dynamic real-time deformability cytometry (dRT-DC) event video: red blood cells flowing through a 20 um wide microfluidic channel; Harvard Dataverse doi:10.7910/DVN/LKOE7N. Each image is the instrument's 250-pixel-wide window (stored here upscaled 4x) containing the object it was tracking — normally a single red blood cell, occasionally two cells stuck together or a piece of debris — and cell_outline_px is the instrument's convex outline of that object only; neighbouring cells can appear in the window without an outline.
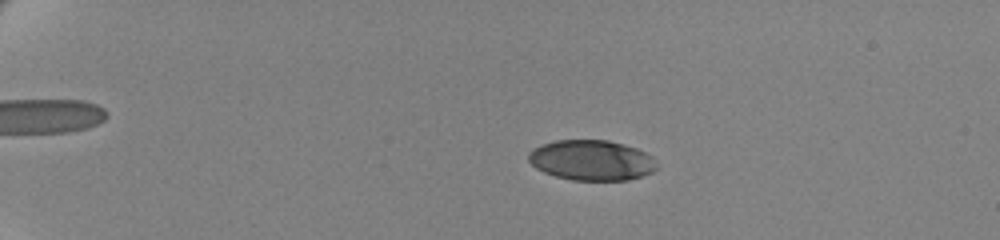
{"species": "human", "species_latin": "Homo sapiens", "temperature_condition": "cold", "stored_images_in_passage": 62, "camera_frame_rate_fps": 3000, "um_per_image_px": 0.085, "donor": {"sex": "female"}, "frame": {"image": 1, "passage_image": 15, "time_ms": 4.667, "image_size_px": [1000, 240], "cell_outline_px": [[656, 168], [652, 172], [628, 180], [572, 180], [556, 176], [544, 172], [536, 168], [528, 160], [528, 152], [532, 148], [540, 144], [556, 140], [608, 140], [624, 144], [636, 148], [652, 156]], "centroid_in_image_um": [50.24, 13.61], "position_along_channel_um": 34.8, "area_um2": 30.11}}
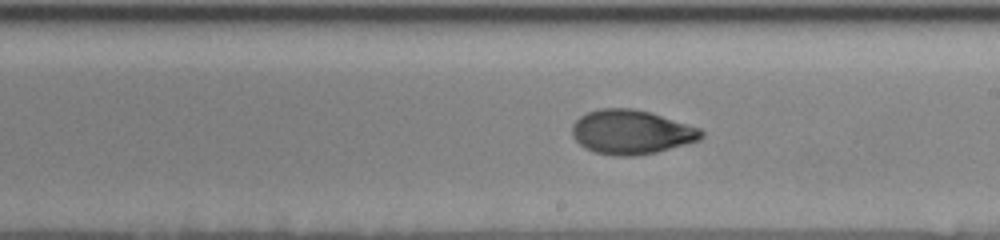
{"frame": {"image": 2, "passage_image": 40, "time_ms": 13.0, "image_size_px": [1000, 240], "cell_outline_px": [[704, 136], [700, 140], [656, 152], [636, 156], [616, 156], [596, 152], [584, 148], [572, 136], [572, 124], [580, 116], [588, 112], [600, 108], [632, 108], [648, 112], [700, 128], [704, 132]], "centroid_in_image_um": [53.64, 11.23], "position_along_channel_um": 235.4, "area_um2": 33.18}}
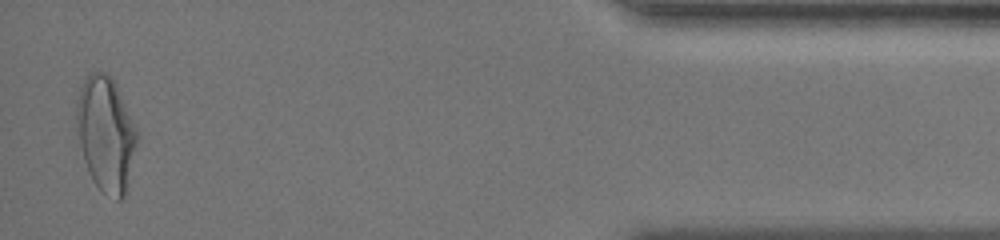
{"frame": {"image": 3, "passage_image": 61, "time_ms": 20.0, "image_size_px": [1000, 240], "cell_outline_px": [[140, 136], [124, 196], [120, 200], [116, 200], [104, 192], [96, 184], [84, 160], [80, 144], [76, 116], [76, 104], [80, 88], [84, 80], [92, 72], [104, 72], [112, 80]], "centroid_in_image_um": [9.01, 11.41], "position_along_channel_um": 426.2, "area_um2": 39.54}, "authors_computed_cell_mechanics": {"area_um2": 32.4547, "velocity_mm_per_s": 3.4882, "shape_relaxation_time_tau1_ms": 5.2482, "shape_relaxation_time_tau2_ms": 1.4941, "deformation_change_tau1": 0.1789, "deformation_change_tau2": 0.0587}}